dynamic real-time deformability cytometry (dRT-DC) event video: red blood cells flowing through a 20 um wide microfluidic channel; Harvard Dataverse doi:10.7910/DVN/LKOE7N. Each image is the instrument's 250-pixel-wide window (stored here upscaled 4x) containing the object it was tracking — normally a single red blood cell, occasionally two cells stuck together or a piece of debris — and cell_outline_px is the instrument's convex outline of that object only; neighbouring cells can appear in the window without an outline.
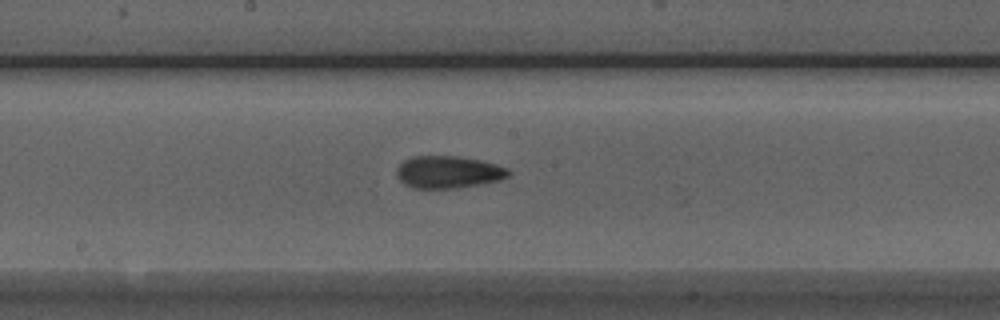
{"species": "Egyptian fruit bat (a non-hibernating species)", "species_latin": "Rousettus aegyptiacus", "temperature_condition": "room temperature", "stored_images_in_passage": 37, "camera_frame_rate_fps": 3000, "um_per_image_px": 0.085, "animal": {"sex": "male"}, "frame": {"image": 1, "passage_image": 12, "time_ms": 3.667, "image_size_px": [1000, 320], "cell_outline_px": [[512, 172], [508, 176], [500, 180], [480, 184], [456, 188], [412, 188], [404, 184], [396, 176], [396, 168], [404, 160], [412, 156], [456, 156], [480, 160], [496, 164], [508, 168]], "centroid_in_image_um": [38.09, 14.62], "position_along_channel_um": 210.1, "area_um2": 21.15}}
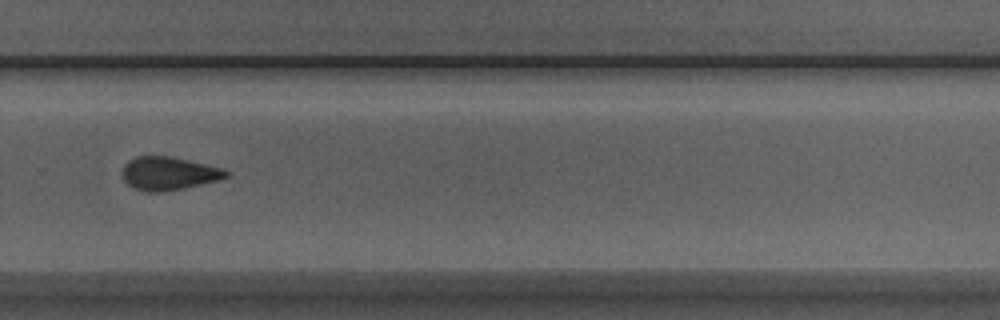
{"frame": {"image": 2, "passage_image": 20, "time_ms": 6.333, "image_size_px": [1000, 320], "cell_outline_px": [[232, 172], [228, 176], [216, 180], [164, 192], [148, 192], [136, 188], [128, 184], [124, 180], [120, 172], [124, 164], [128, 160], [136, 156], [168, 156], [224, 168]], "centroid_in_image_um": [14.3, 14.73], "position_along_channel_um": 315.5, "area_um2": 20.0}}
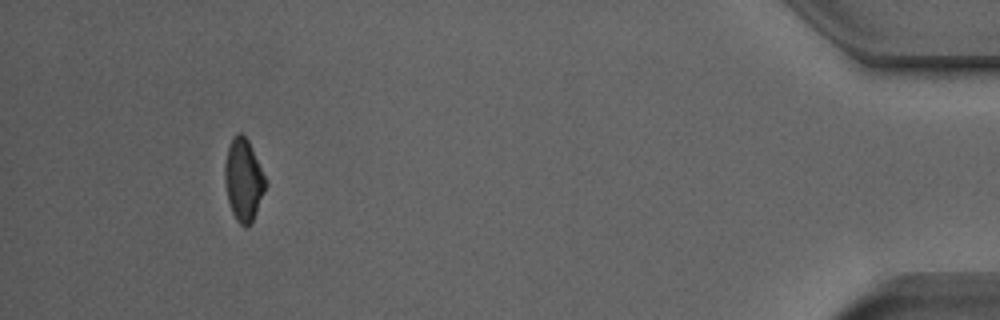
{"frame": {"image": 3, "passage_image": 33, "time_ms": 10.667, "image_size_px": [1000, 320], "cell_outline_px": [[268, 184], [256, 212], [252, 220], [248, 224], [240, 224], [236, 220], [232, 212], [228, 200], [224, 180], [224, 164], [228, 148], [232, 136], [236, 132], [240, 132], [248, 140]], "centroid_in_image_um": [20.68, 15.25], "position_along_channel_um": 414.5, "area_um2": 19.31}, "authors_computed_cell_mechanics": {"area_um2": 20.1144, "velocity_mm_per_s": 3.9621, "shape_relaxation_time_tau1_ms": 3.3402, "shape_relaxation_time_tau2_ms": 2.7645, "deformation_change_tau1": 0.2281, "deformation_change_tau2": 0.1038}}